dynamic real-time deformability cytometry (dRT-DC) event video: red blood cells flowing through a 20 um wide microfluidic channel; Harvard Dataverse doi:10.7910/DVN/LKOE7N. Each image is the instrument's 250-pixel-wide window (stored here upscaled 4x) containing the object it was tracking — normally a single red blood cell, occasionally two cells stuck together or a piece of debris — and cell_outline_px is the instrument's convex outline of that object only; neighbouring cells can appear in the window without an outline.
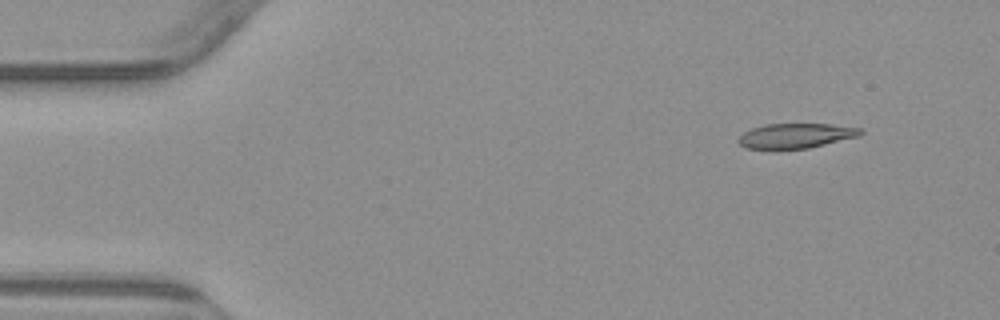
{"species": "common noctule bat (a hibernating species)", "species_latin": "Nyctalus noctula", "temperature_condition": "warm", "stored_images_in_passage": 4, "camera_frame_rate_fps": 3000, "um_per_image_px": 0.085, "animal": {"sex": "male", "body_mass_g": 23.1, "forearm_length_mm": 52.7}, "frame": {"image": 1, "passage_image": 2, "time_ms": 1.333, "image_size_px": [1000, 320], "cell_outline_px": [[864, 132], [860, 136], [808, 148], [748, 148], [740, 144], [736, 140], [744, 132], [752, 128], [764, 124], [832, 124], [860, 128]], "centroid_in_image_um": [67.67, 11.52], "position_along_channel_um": 17.3, "area_um2": 17.46}}
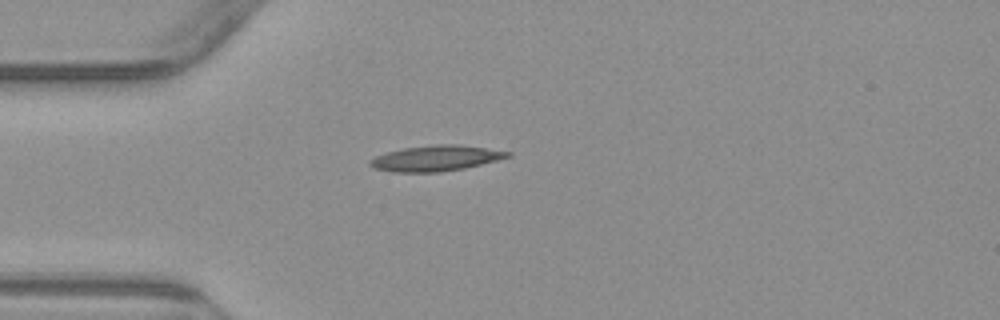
{"frame": {"image": 2, "passage_image": 4, "time_ms": 4.333, "image_size_px": [1000, 320], "cell_outline_px": [[512, 156], [464, 168], [440, 172], [392, 172], [372, 168], [368, 164], [368, 160], [376, 156], [388, 152], [404, 148], [436, 144], [460, 144], [512, 152]], "centroid_in_image_um": [37.02, 13.45], "position_along_channel_um": 48.0, "area_um2": 20.52}}